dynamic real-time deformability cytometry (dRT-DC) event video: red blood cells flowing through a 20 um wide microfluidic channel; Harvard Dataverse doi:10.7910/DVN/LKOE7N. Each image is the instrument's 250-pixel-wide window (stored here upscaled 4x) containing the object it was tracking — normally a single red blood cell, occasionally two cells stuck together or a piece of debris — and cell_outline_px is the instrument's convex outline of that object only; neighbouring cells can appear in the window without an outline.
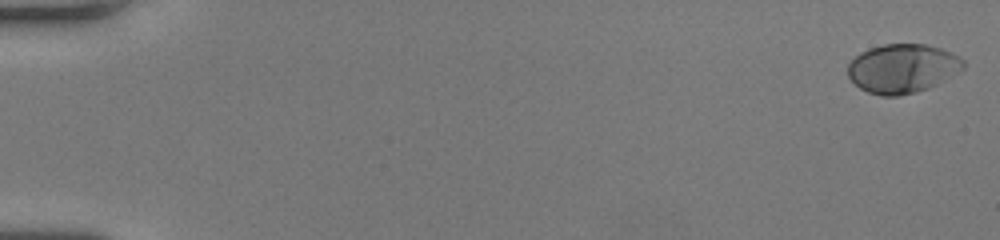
{"species": "human", "species_latin": "Homo sapiens", "temperature_condition": "room temperature", "stored_images_in_passage": 17, "camera_frame_rate_fps": 3000, "um_per_image_px": 0.085, "donor": {"sex": "female"}, "frame": {"image": 1, "passage_image": 1, "time_ms": 0.0, "image_size_px": [1000, 240], "cell_outline_px": [[964, 68], [928, 88], [916, 92], [900, 96], [880, 96], [868, 92], [860, 88], [848, 76], [848, 64], [860, 52], [868, 48], [884, 44], [924, 44], [940, 48], [952, 52], [964, 60]], "centroid_in_image_um": [76.69, 5.81], "position_along_channel_um": 8.3, "area_um2": 32.83}}
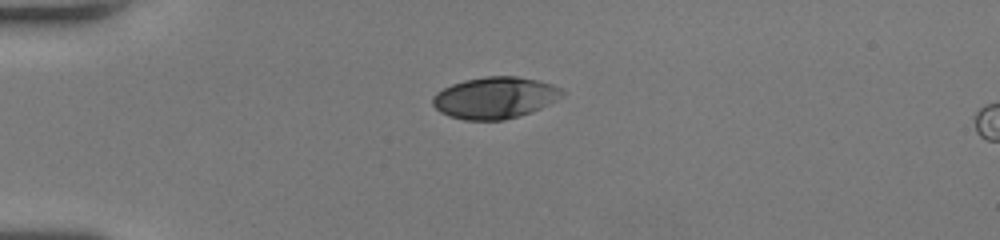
{"frame": {"image": 2, "passage_image": 15, "time_ms": 4.667, "image_size_px": [1000, 240], "cell_outline_px": [[564, 92], [556, 100], [540, 108], [520, 116], [504, 120], [464, 120], [448, 116], [440, 112], [432, 104], [432, 96], [436, 92], [452, 84], [464, 80], [484, 76], [516, 76], [540, 80], [552, 84], [560, 88]], "centroid_in_image_um": [42.04, 8.3], "position_along_channel_um": 43.0, "area_um2": 31.5}}